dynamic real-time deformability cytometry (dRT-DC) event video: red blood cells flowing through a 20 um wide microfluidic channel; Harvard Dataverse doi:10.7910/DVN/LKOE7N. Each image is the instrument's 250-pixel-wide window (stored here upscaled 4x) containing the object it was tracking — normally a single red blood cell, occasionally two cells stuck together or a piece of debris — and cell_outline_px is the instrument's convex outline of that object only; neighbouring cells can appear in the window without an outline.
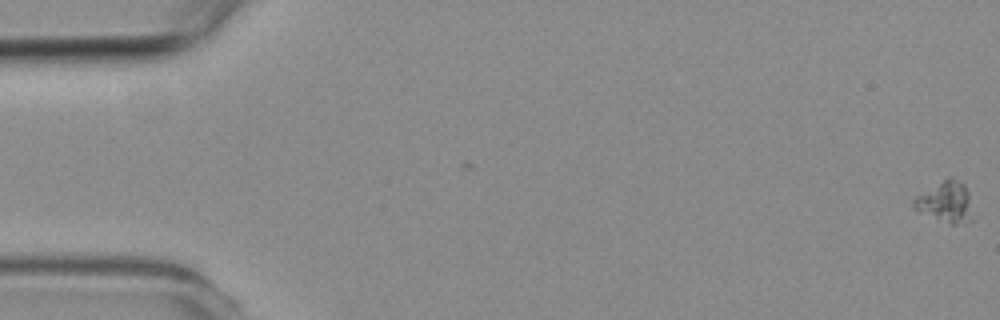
{"species": "common noctule bat (a hibernating species)", "species_latin": "Nyctalus noctula", "temperature_condition": "room temperature", "stored_images_in_passage": 5, "camera_frame_rate_fps": 3000, "um_per_image_px": 0.085, "animal": {"sex": "female", "body_mass_g": 19.3, "forearm_length_mm": 54.1}, "frame": {"image": 1, "passage_image": 1, "time_ms": 0.0, "image_size_px": [1000, 320], "cell_outline_px": [[972, 220], [956, 224], [952, 224], [920, 212], [912, 208], [912, 200], [916, 196], [948, 176], [952, 176], [960, 180], [964, 184], [968, 192]], "centroid_in_image_um": [80.35, 17.13], "position_along_channel_um": 4.6, "area_um2": 13.93}}